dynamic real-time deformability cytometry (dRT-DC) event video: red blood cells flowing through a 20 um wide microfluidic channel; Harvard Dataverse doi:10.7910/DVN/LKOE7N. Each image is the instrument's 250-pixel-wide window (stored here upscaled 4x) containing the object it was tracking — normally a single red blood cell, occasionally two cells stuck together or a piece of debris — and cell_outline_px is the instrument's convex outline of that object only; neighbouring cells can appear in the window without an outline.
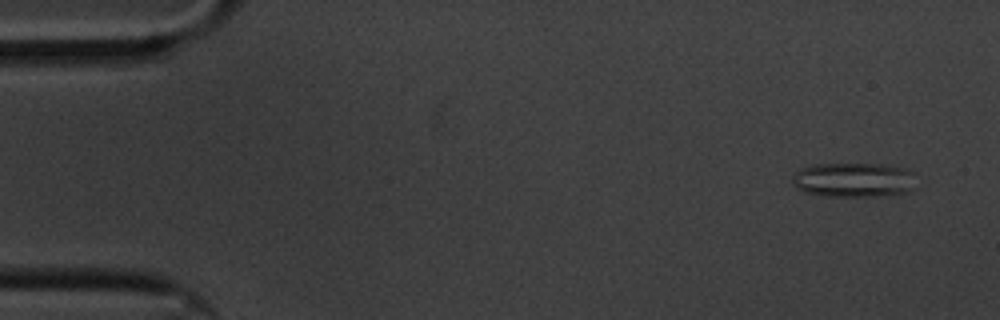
{"species": "common noctule bat (a hibernating species)", "species_latin": "Nyctalus noctula", "temperature_condition": "cold", "stored_images_in_passage": 59, "camera_frame_rate_fps": 3000, "um_per_image_px": 0.085, "animal": {"sex": "male", "body_mass_g": 20.1, "forearm_length_mm": 53.5}, "frame": {"image": 1, "passage_image": 4, "time_ms": 1.0, "image_size_px": [1000, 320], "cell_outline_px": [[912, 188], [908, 192], [876, 196], [820, 196], [804, 192], [796, 188], [792, 184], [792, 176], [800, 168], [812, 164], [880, 164], [900, 168], [912, 172]], "centroid_in_image_um": [72.45, 15.3], "position_along_channel_um": 12.6, "area_um2": 24.8}}
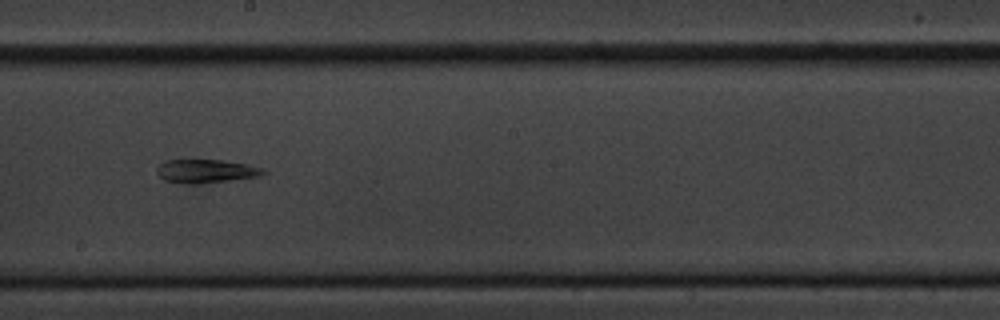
{"frame": {"image": 2, "passage_image": 33, "time_ms": 10.667, "image_size_px": [1000, 320], "cell_outline_px": [[268, 172], [260, 176], [200, 184], [192, 184], [164, 180], [156, 172], [156, 168], [164, 160], [220, 160], [248, 164], [264, 168]], "centroid_in_image_um": [17.53, 14.54], "position_along_channel_um": 230.7, "area_um2": 14.62}}
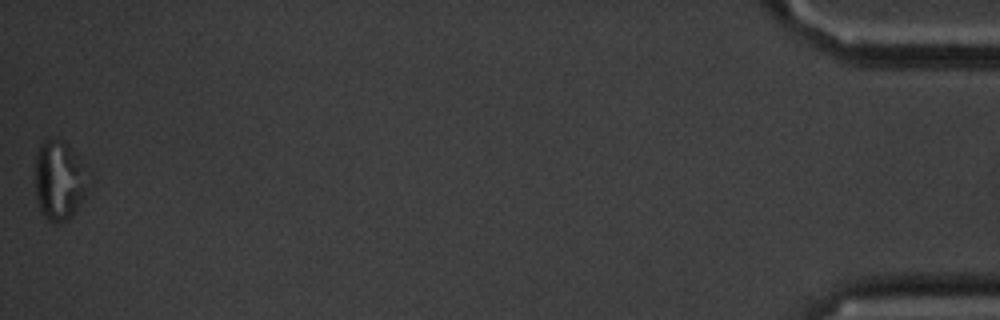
{"frame": {"image": 3, "passage_image": 59, "time_ms": 19.333, "image_size_px": [1000, 320], "cell_outline_px": [[96, 180], [72, 216], [68, 220], [56, 224], [48, 220], [40, 212], [36, 200], [36, 152], [40, 144], [48, 136], [64, 140], [68, 144]], "centroid_in_image_um": [5.11, 15.32], "position_along_channel_um": 430.1, "area_um2": 25.95}, "authors_computed_cell_mechanics": {"area_um2": 19.9988, "velocity_mm_per_s": 3.3964, "shape_relaxation_time_tau1_ms": null, "shape_relaxation_time_tau2_ms": 7.8574, "deformation_change_tau1": null, "deformation_change_tau2": 0.1582}}